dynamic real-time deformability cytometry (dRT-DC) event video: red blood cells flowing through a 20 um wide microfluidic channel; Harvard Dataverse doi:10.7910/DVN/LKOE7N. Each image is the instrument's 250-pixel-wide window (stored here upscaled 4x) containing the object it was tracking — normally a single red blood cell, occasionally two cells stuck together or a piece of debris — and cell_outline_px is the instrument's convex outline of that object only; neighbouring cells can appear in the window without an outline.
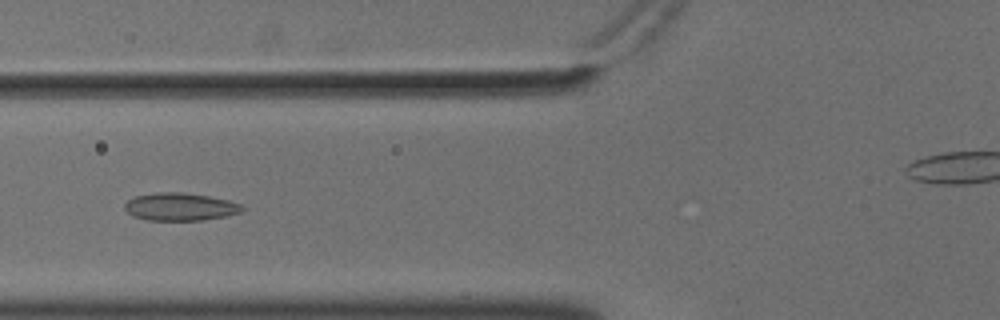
{"species": "common noctule bat (a hibernating species)", "species_latin": "Nyctalus noctula", "temperature_condition": "cold", "stored_images_in_passage": 52, "camera_frame_rate_fps": 3000, "um_per_image_px": 0.085, "animal": {"sex": "male", "body_mass_g": 18.8}, "frame": {"image": 1, "passage_image": 23, "time_ms": 7.333, "image_size_px": [1000, 320], "cell_outline_px": [[244, 208], [240, 212], [224, 216], [204, 220], [148, 220], [132, 216], [124, 208], [124, 204], [128, 200], [136, 196], [156, 192], [184, 192], [208, 196], [228, 200], [244, 204]], "centroid_in_image_um": [15.31, 17.57], "position_along_channel_um": 110.5, "area_um2": 19.02}}
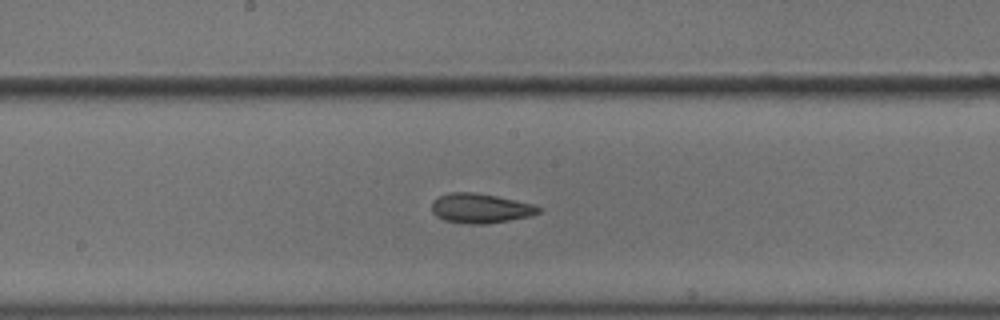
{"frame": {"image": 2, "passage_image": 31, "time_ms": 10.0, "image_size_px": [1000, 320], "cell_outline_px": [[544, 208], [540, 212], [532, 216], [488, 224], [468, 224], [444, 220], [436, 216], [432, 212], [432, 200], [448, 192], [472, 192], [496, 196], [536, 204]], "centroid_in_image_um": [40.87, 17.71], "position_along_channel_um": 207.3, "area_um2": 18.73}}
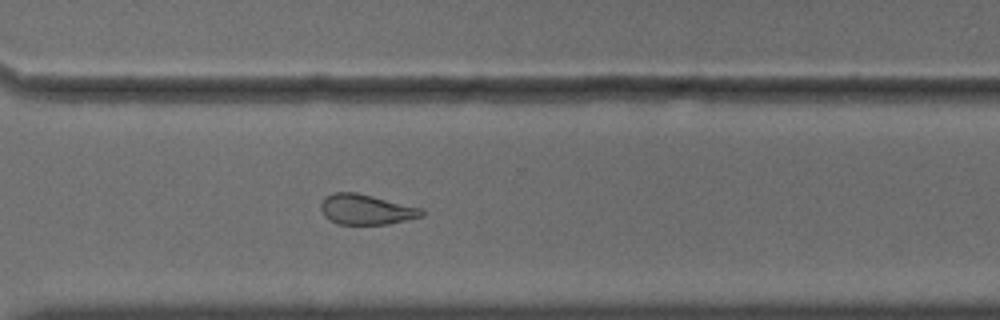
{"frame": {"image": 3, "passage_image": 42, "time_ms": 13.667, "image_size_px": [1000, 320], "cell_outline_px": [[424, 216], [388, 224], [336, 224], [328, 220], [324, 216], [320, 208], [320, 204], [324, 196], [336, 192], [356, 192], [424, 208]], "centroid_in_image_um": [31.11, 17.8], "position_along_channel_um": 339.5, "area_um2": 18.03}}